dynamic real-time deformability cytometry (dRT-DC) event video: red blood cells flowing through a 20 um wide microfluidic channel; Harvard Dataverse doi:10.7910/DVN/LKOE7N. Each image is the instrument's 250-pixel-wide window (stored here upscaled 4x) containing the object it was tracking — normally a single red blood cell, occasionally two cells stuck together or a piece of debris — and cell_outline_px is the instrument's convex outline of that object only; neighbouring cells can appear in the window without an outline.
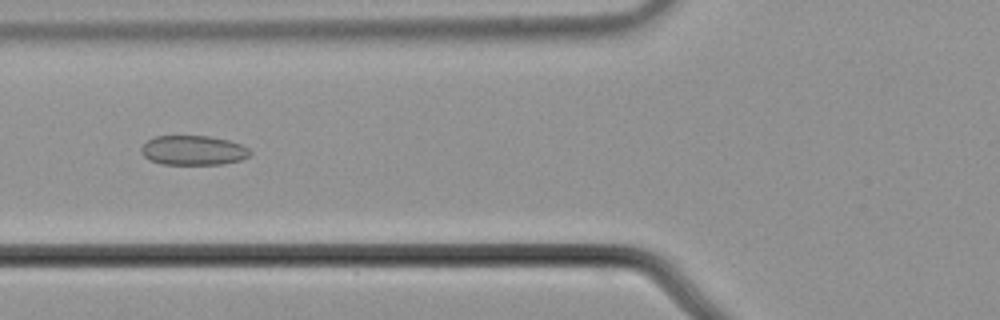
{"species": "common noctule bat (a hibernating species)", "species_latin": "Nyctalus noctula", "temperature_condition": "cold", "stored_images_in_passage": 56, "camera_frame_rate_fps": 3000, "um_per_image_px": 0.085, "animal": {"sex": "male", "body_mass_g": 21.5, "forearm_length_mm": 52.0}, "frame": {"image": 1, "passage_image": 22, "time_ms": 7.0, "image_size_px": [1000, 320], "cell_outline_px": [[252, 152], [248, 156], [240, 160], [220, 164], [160, 164], [144, 156], [140, 152], [140, 148], [148, 140], [156, 136], [208, 136], [228, 140], [240, 144], [248, 148]], "centroid_in_image_um": [16.42, 12.77], "position_along_channel_um": 109.4, "area_um2": 18.61}}
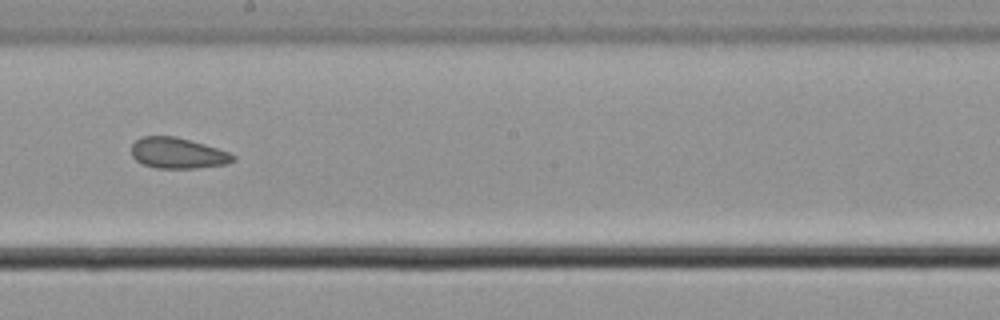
{"frame": {"image": 2, "passage_image": 32, "time_ms": 10.333, "image_size_px": [1000, 320], "cell_outline_px": [[236, 160], [228, 164], [196, 168], [156, 168], [144, 164], [136, 160], [132, 156], [132, 144], [136, 140], [144, 136], [176, 136], [204, 144], [228, 152], [236, 156]], "centroid_in_image_um": [15.13, 13.02], "position_along_channel_um": 233.1, "area_um2": 18.21}}
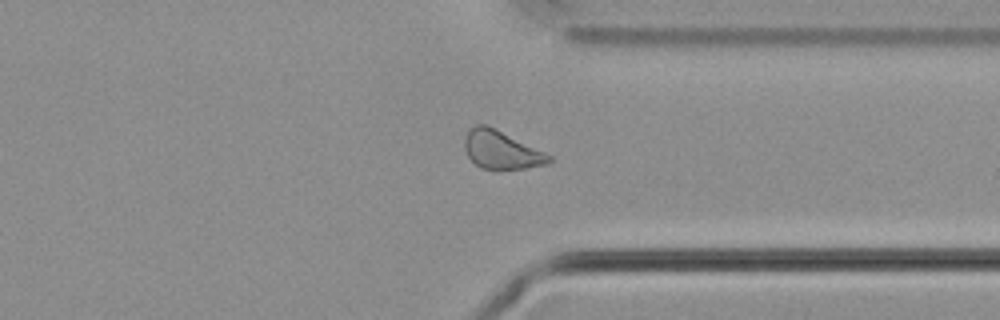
{"frame": {"image": 3, "passage_image": 43, "time_ms": 14.0, "image_size_px": [1000, 320], "cell_outline_px": [[552, 160], [548, 164], [524, 168], [496, 172], [480, 168], [468, 156], [464, 148], [464, 136], [476, 124], [488, 124], [552, 156]], "centroid_in_image_um": [42.59, 12.77], "position_along_channel_um": 368.8, "area_um2": 19.19}, "authors_computed_cell_mechanics": {"area_um2": 19.9988, "velocity_mm_per_s": 3.7129, "shape_relaxation_time_tau1_ms": null, "shape_relaxation_time_tau2_ms": 5.3799, "deformation_change_tau1": null, "deformation_change_tau2": 0.1141}}